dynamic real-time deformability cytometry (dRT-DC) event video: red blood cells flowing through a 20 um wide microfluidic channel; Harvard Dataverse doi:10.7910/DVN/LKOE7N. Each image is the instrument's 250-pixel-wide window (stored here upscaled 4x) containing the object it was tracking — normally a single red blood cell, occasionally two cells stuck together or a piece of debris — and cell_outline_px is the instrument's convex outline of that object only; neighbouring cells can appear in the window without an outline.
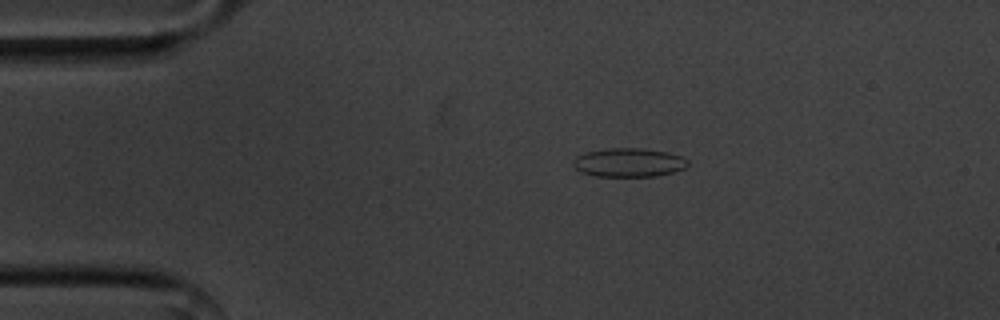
{"species": "common noctule bat (a hibernating species)", "species_latin": "Nyctalus noctula", "temperature_condition": "cold", "stored_images_in_passage": 46, "camera_frame_rate_fps": 3000, "um_per_image_px": 0.085, "animal": {"sex": "male", "body_mass_g": 20.1, "forearm_length_mm": 53.5}, "frame": {"image": 1, "passage_image": 1, "time_ms": 0.0, "image_size_px": [1000, 320], "cell_outline_px": [[688, 164], [684, 168], [672, 172], [656, 176], [596, 176], [580, 172], [572, 164], [572, 160], [576, 156], [584, 152], [604, 148], [644, 148], [668, 152], [680, 156], [688, 160]], "centroid_in_image_um": [53.4, 13.8], "position_along_channel_um": 31.6, "area_um2": 19.36}}
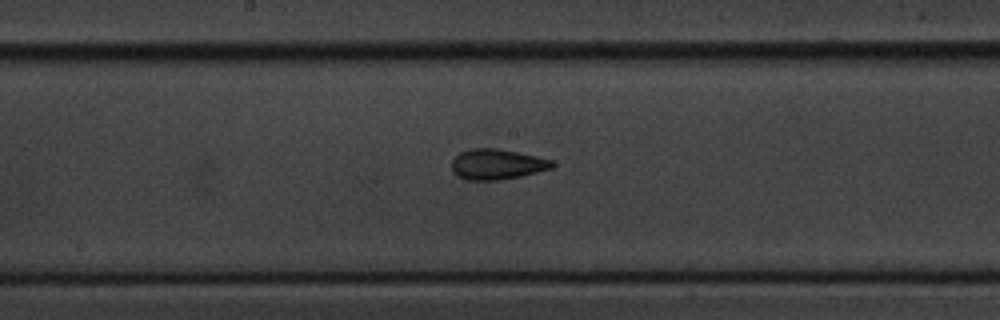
{"frame": {"image": 2, "passage_image": 19, "time_ms": 6.0, "image_size_px": [1000, 320], "cell_outline_px": [[556, 164], [552, 168], [520, 176], [500, 180], [464, 180], [456, 176], [452, 172], [452, 160], [460, 152], [472, 148], [496, 148], [536, 156], [552, 160]], "centroid_in_image_um": [42.21, 13.97], "position_along_channel_um": 206.0, "area_um2": 17.86}}
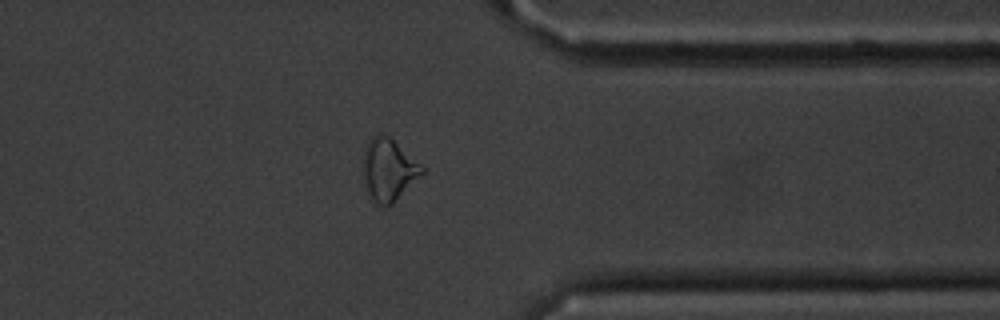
{"frame": {"image": 3, "passage_image": 34, "time_ms": 11.0, "image_size_px": [1000, 320], "cell_outline_px": [[424, 172], [392, 204], [380, 204], [372, 196], [368, 188], [364, 176], [364, 148], [368, 140], [376, 132], [380, 132], [388, 136], [420, 164], [424, 168]], "centroid_in_image_um": [33.03, 14.35], "position_along_channel_um": 378.4, "area_um2": 20.46}, "authors_computed_cell_mechanics": {"area_um2": 18.3515, "velocity_mm_per_s": 3.6003, "shape_relaxation_time_tau1_ms": 8.8871, "shape_relaxation_time_tau2_ms": 3.1175, "deformation_change_tau1": 0.149, "deformation_change_tau2": 0.104}}